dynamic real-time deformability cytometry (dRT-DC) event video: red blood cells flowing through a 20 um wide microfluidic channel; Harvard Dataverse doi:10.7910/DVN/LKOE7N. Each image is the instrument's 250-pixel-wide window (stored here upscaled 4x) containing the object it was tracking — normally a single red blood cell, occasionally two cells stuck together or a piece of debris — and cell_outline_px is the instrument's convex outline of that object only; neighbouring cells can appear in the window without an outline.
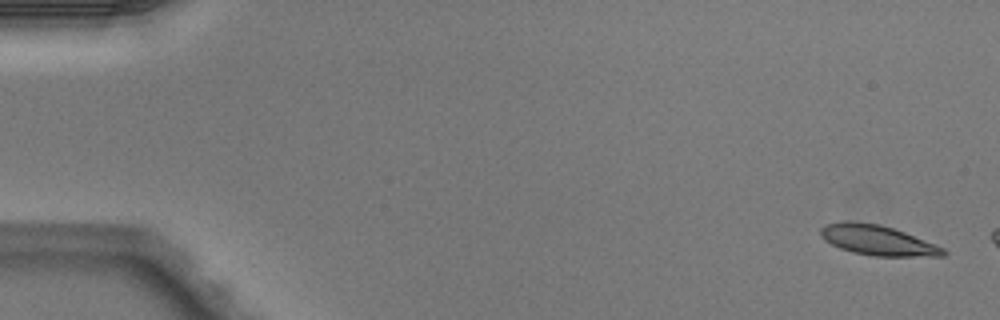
{"species": "Egyptian fruit bat (a non-hibernating species)", "species_latin": "Rousettus aegyptiacus", "temperature_condition": "warm", "stored_images_in_passage": 3, "camera_frame_rate_fps": 3000, "um_per_image_px": 0.085, "animal": {"sex": "male"}, "frame": {"image": 1, "passage_image": 1, "time_ms": 0.0, "image_size_px": [1000, 320], "cell_outline_px": [[948, 252], [944, 256], [872, 256], [852, 252], [840, 248], [824, 240], [820, 236], [820, 228], [824, 224], [844, 220], [848, 220], [880, 224], [904, 232], [944, 248]], "centroid_in_image_um": [74.54, 20.41], "position_along_channel_um": 10.5, "area_um2": 21.56}}